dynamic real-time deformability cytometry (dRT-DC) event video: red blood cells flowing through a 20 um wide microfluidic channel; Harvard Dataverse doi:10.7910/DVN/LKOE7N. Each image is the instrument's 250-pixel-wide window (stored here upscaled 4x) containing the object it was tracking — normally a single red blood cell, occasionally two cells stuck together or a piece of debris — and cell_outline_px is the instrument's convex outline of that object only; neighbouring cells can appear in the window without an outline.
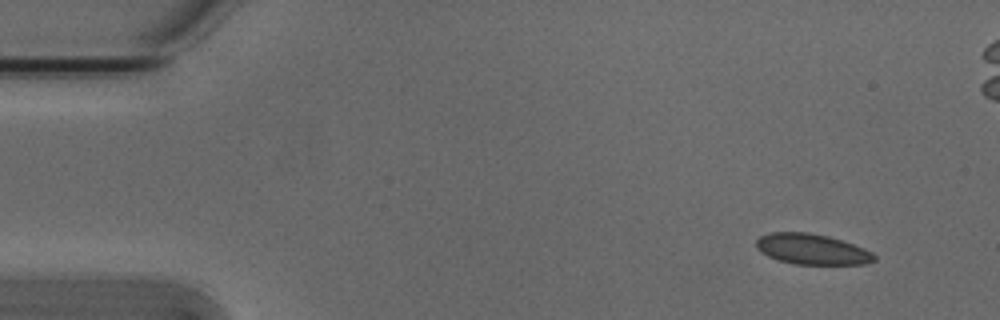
{"species": "Egyptian fruit bat (a non-hibernating species)", "species_latin": "Rousettus aegyptiacus", "temperature_condition": "cold", "stored_images_in_passage": 5, "camera_frame_rate_fps": 3000, "um_per_image_px": 0.085, "animal": {"sex": "male"}, "frame": {"image": 1, "passage_image": 1, "time_ms": 0.0, "image_size_px": [1000, 320], "cell_outline_px": [[876, 260], [864, 264], [792, 264], [776, 260], [760, 252], [756, 248], [756, 240], [760, 236], [772, 232], [808, 232], [828, 236], [864, 248], [872, 252], [876, 256]], "centroid_in_image_um": [68.98, 21.19], "position_along_channel_um": 16.0, "area_um2": 21.1}}